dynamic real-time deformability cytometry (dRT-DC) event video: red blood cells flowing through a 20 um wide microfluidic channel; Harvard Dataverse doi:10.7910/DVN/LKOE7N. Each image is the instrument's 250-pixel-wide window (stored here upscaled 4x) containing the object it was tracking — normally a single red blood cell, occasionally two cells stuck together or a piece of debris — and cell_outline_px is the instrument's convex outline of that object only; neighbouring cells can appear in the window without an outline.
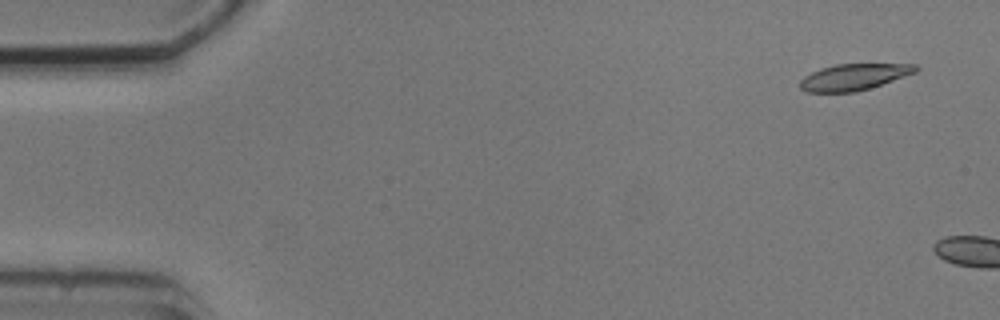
{"species": "common noctule bat (a hibernating species)", "species_latin": "Nyctalus noctula", "temperature_condition": "cold", "stored_images_in_passage": 2, "camera_frame_rate_fps": 3000, "um_per_image_px": 0.085, "animal": {"sex": "male", "body_mass_g": 20.5, "forearm_length_mm": 52.5}, "frame": {"image": 1, "passage_image": 1, "time_ms": 0.0, "image_size_px": [1000, 320], "cell_outline_px": [[920, 68], [916, 72], [856, 92], [804, 92], [800, 88], [800, 80], [804, 76], [820, 68], [836, 64], [916, 64]], "centroid_in_image_um": [72.54, 6.54], "position_along_channel_um": 12.5, "area_um2": 17.63}}